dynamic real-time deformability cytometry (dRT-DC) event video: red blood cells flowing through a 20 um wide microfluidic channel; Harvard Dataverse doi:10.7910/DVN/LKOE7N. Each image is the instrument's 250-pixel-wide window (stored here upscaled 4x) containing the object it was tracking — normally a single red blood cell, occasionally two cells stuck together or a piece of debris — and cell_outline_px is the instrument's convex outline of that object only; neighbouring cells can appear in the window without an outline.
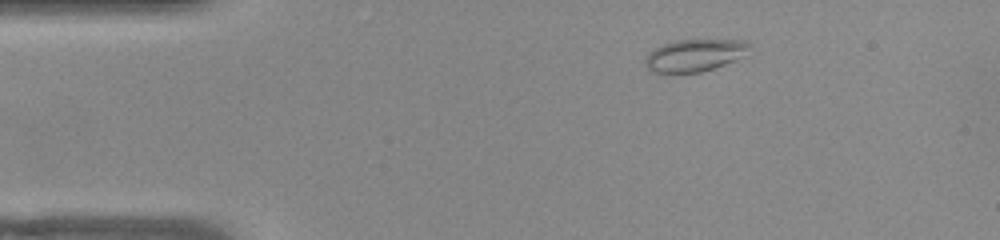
{"species": "common noctule bat (a hibernating species)", "species_latin": "Nyctalus noctula", "temperature_condition": "warm", "stored_images_in_passage": 45, "camera_frame_rate_fps": 3000, "um_per_image_px": 0.085, "animal": {"sex": "female", "body_mass_g": 22.0, "forearm_length_mm": 56.7}, "frame": {"image": 1, "passage_image": 1, "time_ms": 0.0, "image_size_px": [1000, 240], "cell_outline_px": [[748, 48], [736, 60], [700, 72], [652, 72], [648, 68], [644, 60], [648, 52], [664, 44], [676, 40], [744, 40], [748, 44]], "centroid_in_image_um": [58.99, 4.69], "position_along_channel_um": 26.0, "area_um2": 19.02}}
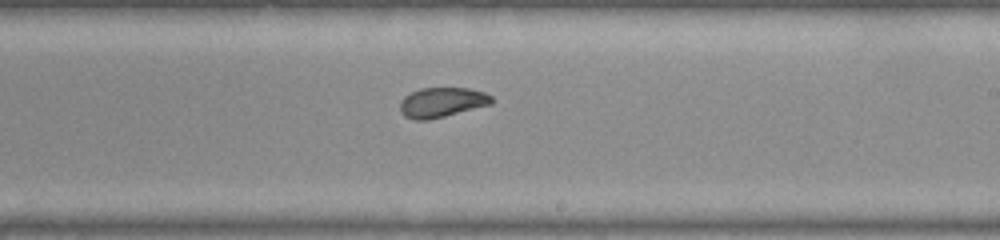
{"frame": {"image": 2, "passage_image": 23, "time_ms": 7.333, "image_size_px": [1000, 240], "cell_outline_px": [[492, 104], [428, 120], [412, 120], [404, 116], [400, 112], [400, 100], [404, 96], [420, 88], [468, 88], [484, 92], [492, 96]], "centroid_in_image_um": [37.53, 8.7], "position_along_channel_um": 251.5, "area_um2": 15.95}}
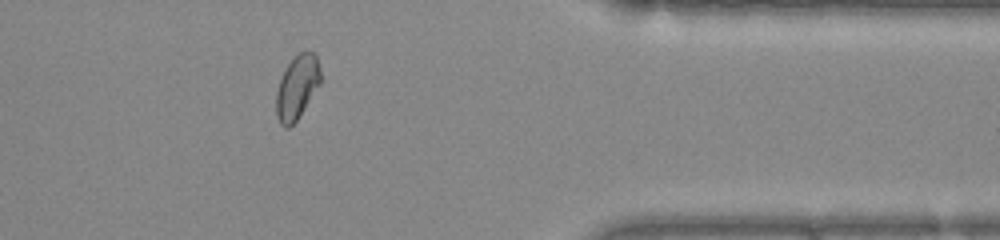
{"frame": {"image": 3, "passage_image": 35, "time_ms": 11.333, "image_size_px": [1000, 240], "cell_outline_px": [[324, 80], [300, 116], [288, 128], [284, 128], [280, 124], [276, 116], [276, 92], [280, 80], [288, 64], [300, 52], [312, 52], [316, 56]], "centroid_in_image_um": [25.29, 7.45], "position_along_channel_um": 386.1, "area_um2": 16.7}, "authors_computed_cell_mechanics": {"area_um2": 17.1088, "velocity_mm_per_s": 3.8798, "shape_relaxation_time_tau1_ms": 8.627, "shape_relaxation_time_tau2_ms": 1.271, "deformation_change_tau1": 0.1519, "deformation_change_tau2": 0.0382}}